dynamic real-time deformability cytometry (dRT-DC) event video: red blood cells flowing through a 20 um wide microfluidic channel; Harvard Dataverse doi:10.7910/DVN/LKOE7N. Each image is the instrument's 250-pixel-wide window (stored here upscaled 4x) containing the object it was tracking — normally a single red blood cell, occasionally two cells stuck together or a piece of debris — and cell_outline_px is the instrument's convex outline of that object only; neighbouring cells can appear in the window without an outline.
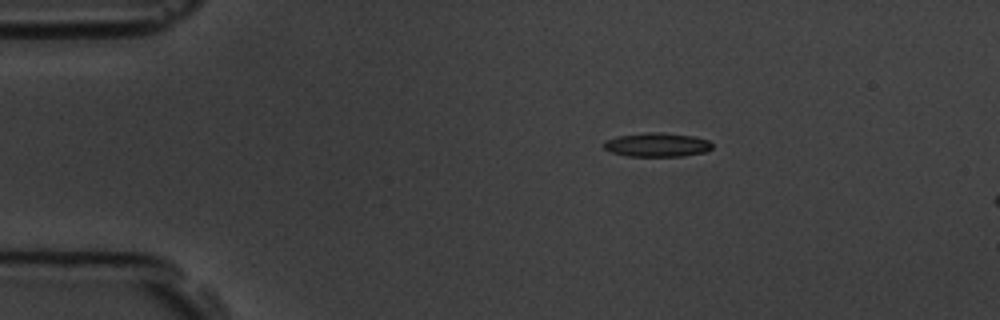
{"species": "common noctule bat (a hibernating species)", "species_latin": "Nyctalus noctula", "temperature_condition": "room temperature", "stored_images_in_passage": 4, "camera_frame_rate_fps": 3000, "um_per_image_px": 0.085, "animal": {"sex": "male", "body_mass_g": 19.5, "forearm_length_mm": 54.6}, "frame": {"image": 1, "passage_image": 3, "time_ms": 2.0, "image_size_px": [1000, 320], "cell_outline_px": [[712, 148], [708, 152], [684, 156], [628, 156], [612, 152], [604, 148], [604, 140], [616, 136], [652, 132], [660, 132], [692, 136], [708, 140], [712, 144]], "centroid_in_image_um": [55.87, 12.31], "position_along_channel_um": 29.1, "area_um2": 15.14}}